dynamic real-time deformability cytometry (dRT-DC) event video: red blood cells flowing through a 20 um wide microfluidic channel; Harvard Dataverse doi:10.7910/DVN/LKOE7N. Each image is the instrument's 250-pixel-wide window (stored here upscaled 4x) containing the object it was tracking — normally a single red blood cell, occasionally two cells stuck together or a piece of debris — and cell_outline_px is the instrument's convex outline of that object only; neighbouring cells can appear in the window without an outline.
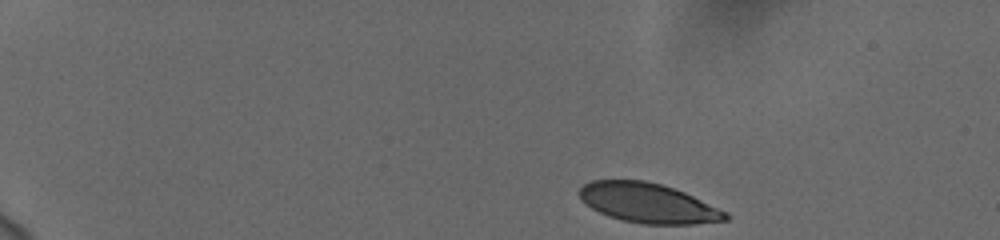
{"species": "human", "species_latin": "Homo sapiens", "temperature_condition": "cold", "stored_images_in_passage": 48, "camera_frame_rate_fps": 3000, "um_per_image_px": 0.085, "donor": {"sex": "female"}, "frame": {"image": 1, "passage_image": 1, "time_ms": 0.0, "image_size_px": [1000, 240], "cell_outline_px": [[732, 216], [728, 220], [692, 224], [640, 224], [620, 220], [608, 216], [592, 208], [576, 192], [584, 184], [592, 180], [644, 180], [660, 184], [684, 192], [728, 212]], "centroid_in_image_um": [55.11, 17.27], "position_along_channel_um": 29.9, "area_um2": 33.76}}
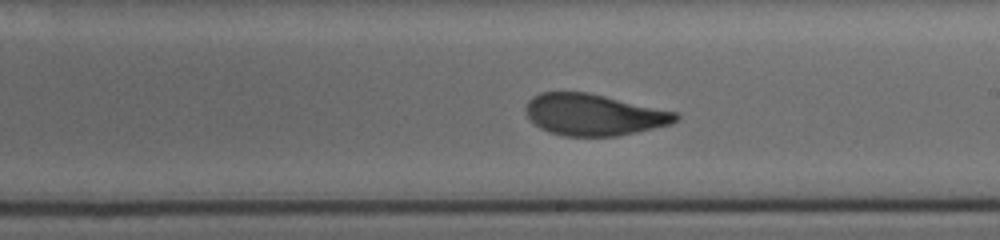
{"frame": {"image": 2, "passage_image": 27, "time_ms": 8.667, "image_size_px": [1000, 240], "cell_outline_px": [[680, 116], [672, 124], [636, 132], [616, 136], [564, 136], [548, 132], [540, 128], [524, 112], [524, 108], [528, 100], [532, 96], [540, 92], [588, 92], [676, 112]], "centroid_in_image_um": [50.44, 9.75], "position_along_channel_um": 238.6, "area_um2": 36.24}}
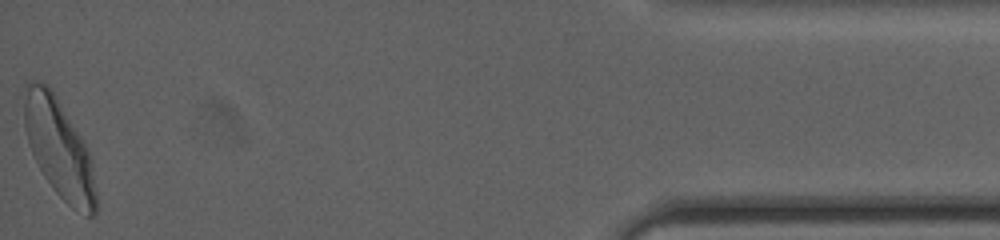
{"frame": {"image": 3, "passage_image": 48, "time_ms": 15.667, "image_size_px": [1000, 240], "cell_outline_px": [[96, 216], [88, 216], [72, 208], [56, 192], [44, 176], [32, 152], [24, 128], [24, 84], [32, 80], [36, 80], [48, 84], [52, 88], [80, 136], [88, 152], [92, 168], [96, 192]], "centroid_in_image_um": [4.99, 12.57], "position_along_channel_um": 430.2, "area_um2": 40.92}, "authors_computed_cell_mechanics": {"area_um2": 36.7897, "velocity_mm_per_s": 3.7129, "shape_relaxation_time_tau1_ms": 3.8201, "shape_relaxation_time_tau2_ms": 1.0277, "deformation_change_tau1": 0.155, "deformation_change_tau2": 0.0645}}